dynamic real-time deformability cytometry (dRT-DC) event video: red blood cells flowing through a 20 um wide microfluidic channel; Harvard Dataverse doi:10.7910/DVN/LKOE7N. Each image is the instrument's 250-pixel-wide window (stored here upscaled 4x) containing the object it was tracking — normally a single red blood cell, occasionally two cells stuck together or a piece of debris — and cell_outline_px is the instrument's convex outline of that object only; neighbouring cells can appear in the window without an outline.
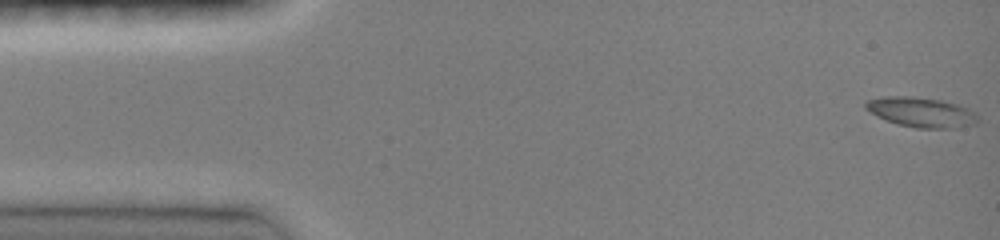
{"species": "common noctule bat (a hibernating species)", "species_latin": "Nyctalus noctula", "temperature_condition": "room temperature", "stored_images_in_passage": 47, "camera_frame_rate_fps": 3000, "um_per_image_px": 0.085, "animal": {"sex": "female", "body_mass_g": 19.0, "forearm_length_mm": 51.5}, "frame": {"image": 1, "passage_image": 1, "time_ms": 0.0, "image_size_px": [1000, 240], "cell_outline_px": [[980, 120], [976, 124], [956, 128], [916, 128], [896, 124], [876, 116], [864, 108], [864, 104], [868, 100], [884, 96], [912, 96], [940, 100], [956, 104], [968, 108], [976, 112]], "centroid_in_image_um": [78.32, 9.54], "position_along_channel_um": 6.7, "area_um2": 19.77}}
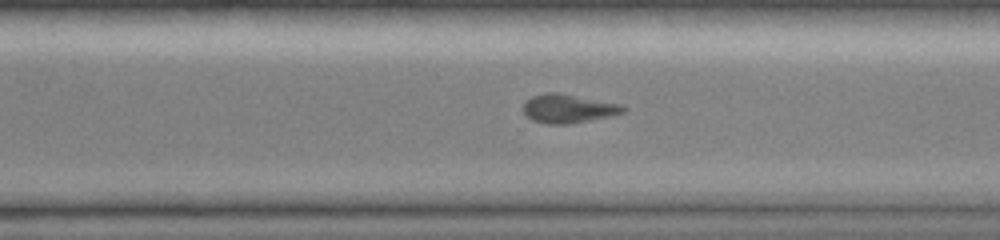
{"frame": {"image": 2, "passage_image": 33, "time_ms": 10.667, "image_size_px": [1000, 240], "cell_outline_px": [[628, 108], [624, 112], [608, 116], [568, 124], [548, 124], [532, 120], [524, 112], [524, 104], [532, 96], [548, 92], [556, 92], [620, 104]], "centroid_in_image_um": [48.3, 9.23], "position_along_channel_um": 322.3, "area_um2": 16.36}}
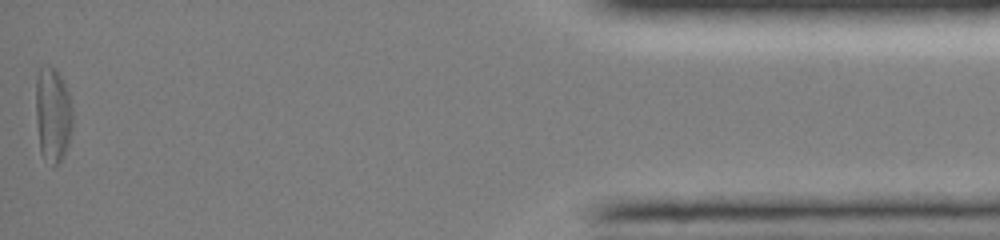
{"frame": {"image": 3, "passage_image": 47, "time_ms": 15.333, "image_size_px": [1000, 240], "cell_outline_px": [[72, 128], [68, 144], [60, 160], [52, 168], [40, 152], [36, 120], [36, 76], [40, 68], [56, 68], [68, 92], [72, 108]], "centroid_in_image_um": [4.48, 9.77], "position_along_channel_um": 430.7, "area_um2": 20.23}}